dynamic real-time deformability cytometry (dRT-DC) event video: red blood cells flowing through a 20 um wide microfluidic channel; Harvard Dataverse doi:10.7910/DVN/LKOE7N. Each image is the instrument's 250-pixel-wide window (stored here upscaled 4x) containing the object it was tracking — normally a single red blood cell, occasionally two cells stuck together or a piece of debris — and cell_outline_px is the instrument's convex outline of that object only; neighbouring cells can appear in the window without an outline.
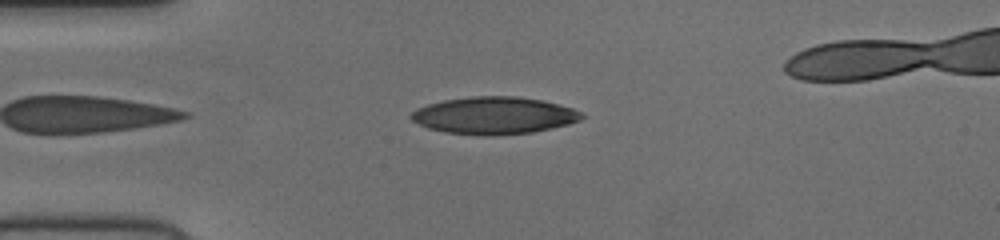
{"species": "human", "species_latin": "Homo sapiens", "temperature_condition": "cold", "stored_images_in_passage": 41, "camera_frame_rate_fps": 3000, "um_per_image_px": 0.085, "donor": {"sex": "female"}, "frame": {"image": 1, "passage_image": 3, "time_ms": 0.667, "image_size_px": [1000, 240], "cell_outline_px": [[584, 116], [580, 120], [568, 124], [552, 128], [532, 132], [488, 136], [444, 132], [428, 128], [412, 120], [408, 116], [416, 108], [428, 104], [444, 100], [472, 96], [512, 96], [540, 100], [572, 108], [580, 112]], "centroid_in_image_um": [41.95, 9.82], "position_along_channel_um": 43.0, "area_um2": 36.76}}
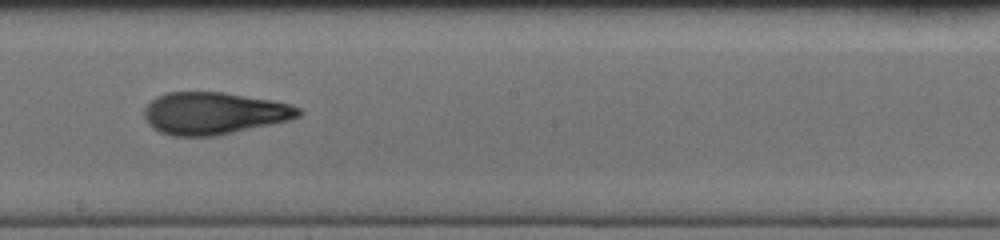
{"frame": {"image": 2, "passage_image": 19, "time_ms": 6.0, "image_size_px": [1000, 240], "cell_outline_px": [[304, 112], [300, 116], [288, 120], [216, 136], [172, 136], [160, 132], [152, 128], [148, 124], [144, 116], [144, 108], [156, 96], [168, 92], [224, 92], [272, 100], [288, 104], [300, 108]], "centroid_in_image_um": [18.16, 9.63], "position_along_channel_um": 230.0, "area_um2": 37.92}}
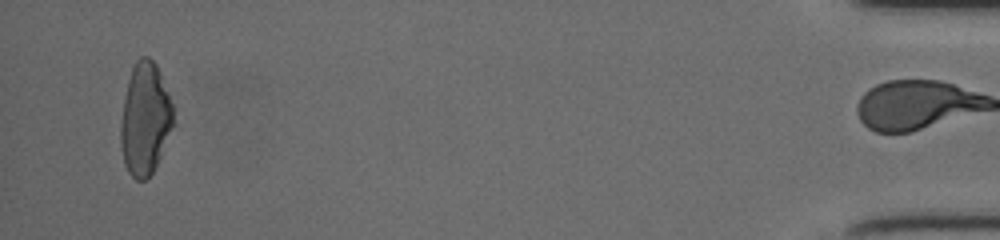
{"frame": {"image": 3, "passage_image": 40, "time_ms": 13.0, "image_size_px": [1000, 240], "cell_outline_px": [[172, 124], [160, 156], [152, 172], [144, 180], [136, 180], [128, 172], [124, 164], [120, 148], [120, 124], [124, 96], [132, 64], [140, 56], [148, 56], [156, 64], [160, 72], [172, 104]], "centroid_in_image_um": [12.28, 10.08], "position_along_channel_um": 422.9, "area_um2": 34.16}}